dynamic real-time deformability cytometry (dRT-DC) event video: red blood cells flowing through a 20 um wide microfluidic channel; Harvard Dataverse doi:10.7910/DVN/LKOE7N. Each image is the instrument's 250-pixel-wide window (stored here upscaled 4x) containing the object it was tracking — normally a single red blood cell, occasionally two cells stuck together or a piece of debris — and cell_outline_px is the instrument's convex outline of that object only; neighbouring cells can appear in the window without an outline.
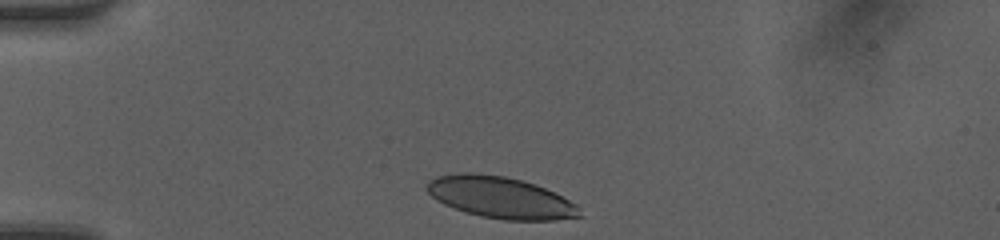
{"species": "human", "species_latin": "Homo sapiens", "temperature_condition": "room temperature", "stored_images_in_passage": 30, "camera_frame_rate_fps": 3000, "um_per_image_px": 0.085, "donor": {"sex": "female"}, "frame": {"image": 1, "passage_image": 1, "time_ms": 0.0, "image_size_px": [1000, 240], "cell_outline_px": [[580, 216], [556, 220], [504, 220], [480, 216], [464, 212], [444, 204], [436, 200], [424, 188], [428, 180], [436, 176], [460, 172], [472, 172], [504, 176], [536, 184], [576, 204], [580, 208]], "centroid_in_image_um": [42.47, 16.78], "position_along_channel_um": 42.5, "area_um2": 36.99}}
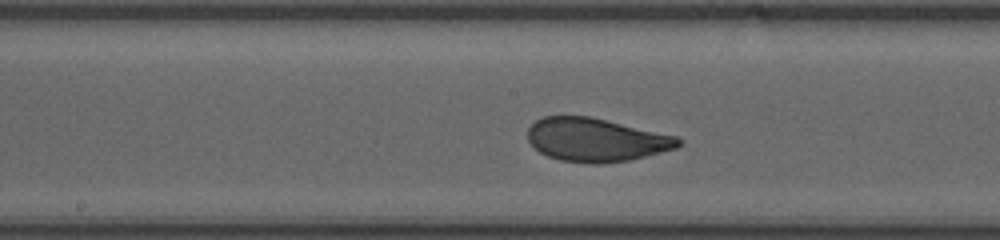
{"frame": {"image": 2, "passage_image": 15, "time_ms": 4.667, "image_size_px": [1000, 240], "cell_outline_px": [[684, 144], [676, 148], [628, 160], [596, 164], [592, 164], [560, 160], [548, 156], [540, 152], [528, 140], [528, 128], [536, 120], [544, 116], [592, 116], [676, 136], [684, 140]], "centroid_in_image_um": [50.68, 11.87], "position_along_channel_um": 197.5, "area_um2": 38.09}}
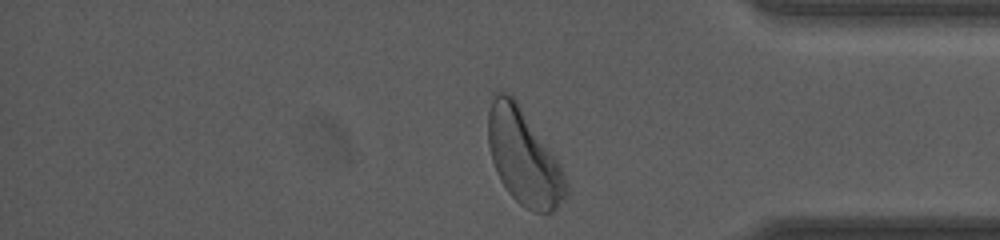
{"frame": {"image": 3, "passage_image": 30, "time_ms": 9.667, "image_size_px": [1000, 240], "cell_outline_px": [[568, 192], [556, 208], [552, 212], [532, 212], [520, 204], [508, 192], [500, 180], [496, 172], [492, 160], [488, 144], [488, 112], [492, 100], [496, 92], [508, 92], [516, 100], [556, 156], [564, 172], [568, 188]], "centroid_in_image_um": [44.52, 13.36], "position_along_channel_um": 390.7, "area_um2": 43.23}, "authors_computed_cell_mechanics": {"area_um2": 38.437, "velocity_mm_per_s": 4.15, "shape_relaxation_time_tau1_ms": 2.9426, "shape_relaxation_time_tau2_ms": 0.6235, "deformation_change_tau1": 0.1384, "deformation_change_tau2": 0.0551}}